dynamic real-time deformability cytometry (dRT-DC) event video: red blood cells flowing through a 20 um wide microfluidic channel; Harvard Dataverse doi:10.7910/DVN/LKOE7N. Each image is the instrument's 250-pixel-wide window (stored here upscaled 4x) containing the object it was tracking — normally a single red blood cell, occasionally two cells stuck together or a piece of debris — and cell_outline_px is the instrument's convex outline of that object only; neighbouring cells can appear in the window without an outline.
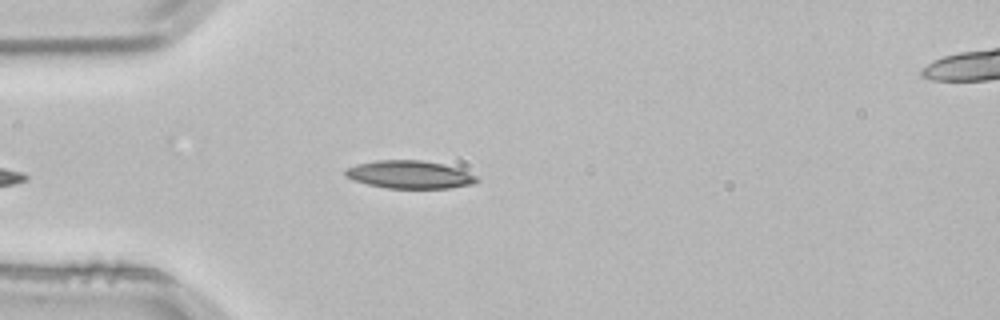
{"species": "common noctule bat (a hibernating species)", "species_latin": "Nyctalus noctula", "temperature_condition": "room temperature", "stored_images_in_passage": 4, "camera_frame_rate_fps": 3000, "um_per_image_px": 0.085, "animal": {"sex": "male", "body_mass_g": 21.5, "forearm_length_mm": 52.0}, "frame": {"image": 1, "passage_image": 4, "time_ms": 1.0, "image_size_px": [1000, 320], "cell_outline_px": [[480, 180], [472, 184], [448, 188], [388, 188], [368, 184], [352, 180], [344, 176], [344, 168], [356, 164], [376, 160], [420, 160], [444, 164], [456, 168], [476, 176]], "centroid_in_image_um": [34.75, 14.83], "position_along_channel_um": 50.2, "area_um2": 21.33}}